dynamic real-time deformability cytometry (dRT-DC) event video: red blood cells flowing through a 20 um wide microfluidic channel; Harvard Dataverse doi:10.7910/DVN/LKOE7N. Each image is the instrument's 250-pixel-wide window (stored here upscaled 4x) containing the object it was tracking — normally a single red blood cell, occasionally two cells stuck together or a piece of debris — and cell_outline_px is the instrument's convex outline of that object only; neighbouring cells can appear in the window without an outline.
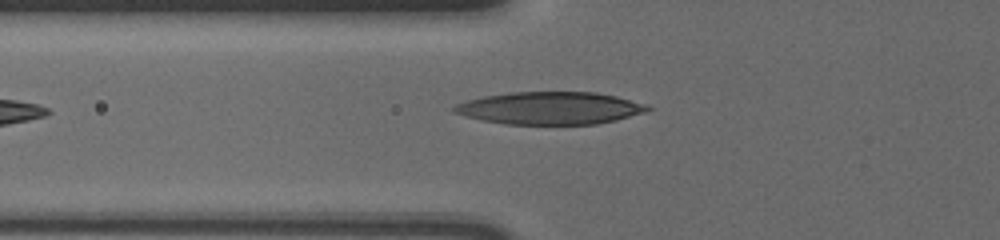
{"species": "human", "species_latin": "Homo sapiens", "temperature_condition": "cold", "stored_images_in_passage": 38, "camera_frame_rate_fps": 3000, "um_per_image_px": 0.085, "donor": {"sex": "male"}, "frame": {"image": 1, "passage_image": 3, "time_ms": 0.667, "image_size_px": [1000, 240], "cell_outline_px": [[652, 108], [644, 112], [616, 120], [596, 124], [504, 124], [484, 120], [452, 112], [452, 108], [456, 104], [468, 100], [484, 96], [512, 92], [596, 92], [616, 96], [648, 104]], "centroid_in_image_um": [46.78, 9.18], "position_along_channel_um": 79.0, "area_um2": 36.47}}
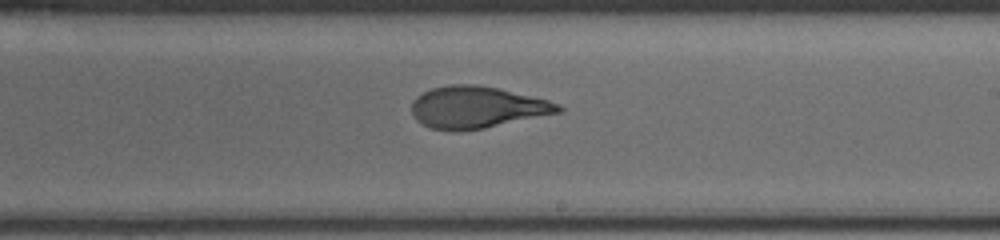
{"frame": {"image": 2, "passage_image": 17, "time_ms": 5.333, "image_size_px": [1000, 240], "cell_outline_px": [[564, 108], [560, 112], [484, 128], [456, 132], [452, 132], [428, 128], [416, 120], [412, 112], [412, 100], [416, 96], [432, 88], [448, 84], [476, 84], [496, 88], [548, 100], [560, 104]], "centroid_in_image_um": [40.49, 9.13], "position_along_channel_um": 248.5, "area_um2": 35.78}}
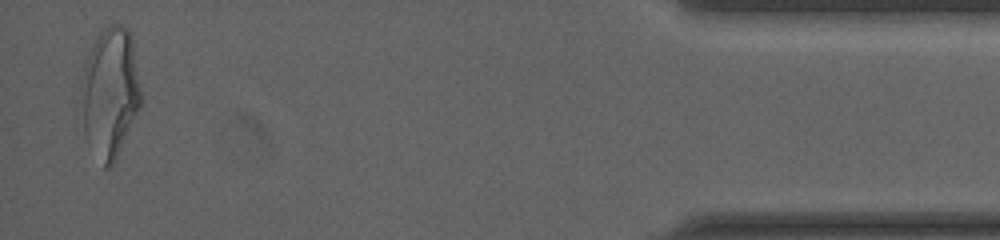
{"frame": {"image": 3, "passage_image": 37, "time_ms": 12.0, "image_size_px": [1000, 240], "cell_outline_px": [[140, 108], [116, 160], [108, 168], [104, 168], [84, 136], [80, 88], [80, 84], [84, 64], [92, 44], [96, 36], [104, 28], [112, 24], [120, 24], [128, 28], [132, 32], [140, 88]], "centroid_in_image_um": [9.34, 7.84], "position_along_channel_um": 425.9, "area_um2": 45.78}, "authors_computed_cell_mechanics": {"area_um2": 36.1539, "velocity_mm_per_s": 3.6284, "shape_relaxation_time_tau1_ms": 4.6511, "shape_relaxation_time_tau2_ms": 1.327, "deformation_change_tau1": 0.2136, "deformation_change_tau2": 0.0854}}